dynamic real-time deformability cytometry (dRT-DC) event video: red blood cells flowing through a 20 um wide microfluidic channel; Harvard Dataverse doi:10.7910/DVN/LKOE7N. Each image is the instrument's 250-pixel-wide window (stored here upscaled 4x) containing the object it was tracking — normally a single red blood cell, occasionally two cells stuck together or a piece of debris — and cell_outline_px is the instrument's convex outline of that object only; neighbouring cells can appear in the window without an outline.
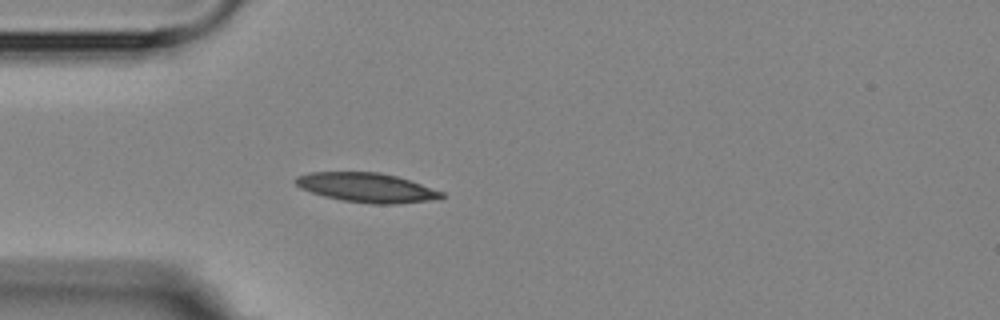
{"species": "Egyptian fruit bat (a non-hibernating species)", "species_latin": "Rousettus aegyptiacus", "temperature_condition": "room temperature", "stored_images_in_passage": 2, "camera_frame_rate_fps": 3000, "um_per_image_px": 0.085, "animal": {"sex": "female"}, "frame": {"image": 1, "passage_image": 2, "time_ms": 1.0, "image_size_px": [1000, 320], "cell_outline_px": [[444, 196], [428, 200], [396, 204], [372, 204], [344, 200], [324, 196], [300, 188], [296, 184], [296, 176], [308, 172], [380, 172], [396, 176], [444, 192]], "centroid_in_image_um": [31.13, 15.94], "position_along_channel_um": 53.9, "area_um2": 24.62}}